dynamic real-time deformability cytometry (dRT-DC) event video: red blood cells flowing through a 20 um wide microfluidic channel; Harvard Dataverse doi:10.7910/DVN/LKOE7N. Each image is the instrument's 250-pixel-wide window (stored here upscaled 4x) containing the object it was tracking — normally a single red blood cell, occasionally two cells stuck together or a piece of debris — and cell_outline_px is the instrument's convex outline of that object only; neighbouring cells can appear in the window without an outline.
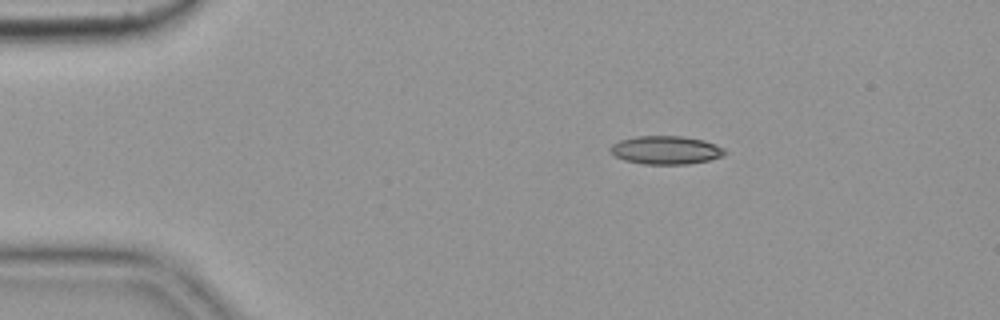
{"species": "common noctule bat (a hibernating species)", "species_latin": "Nyctalus noctula", "temperature_condition": "cold", "stored_images_in_passage": 47, "camera_frame_rate_fps": 3000, "um_per_image_px": 0.085, "animal": {"sex": "female", "body_mass_g": 19.9}, "frame": {"image": 1, "passage_image": 1, "time_ms": 0.0, "image_size_px": [1000, 320], "cell_outline_px": [[728, 152], [724, 156], [708, 160], [688, 164], [644, 164], [624, 160], [608, 152], [608, 148], [612, 144], [620, 140], [636, 136], [684, 136], [704, 140], [716, 144], [724, 148]], "centroid_in_image_um": [56.6, 12.75], "position_along_channel_um": 28.4, "area_um2": 19.13}}
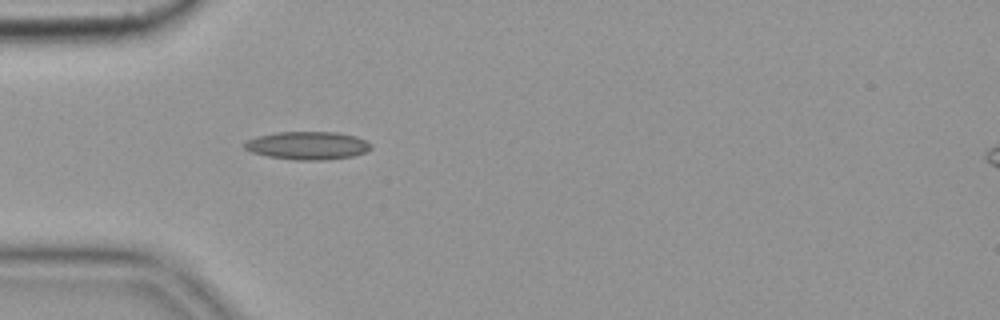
{"frame": {"image": 2, "passage_image": 8, "time_ms": 2.333, "image_size_px": [1000, 320], "cell_outline_px": [[372, 148], [364, 152], [352, 156], [324, 160], [296, 160], [268, 156], [252, 152], [244, 148], [244, 140], [256, 136], [276, 132], [336, 132], [356, 136], [372, 144]], "centroid_in_image_um": [26.12, 12.36], "position_along_channel_um": 58.9, "area_um2": 20.69}}
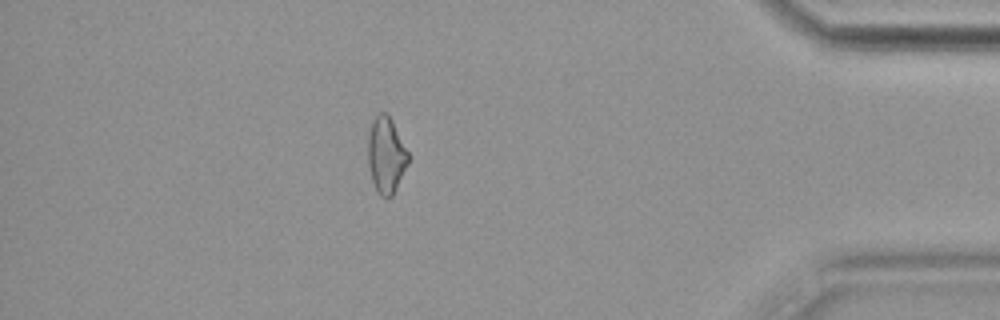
{"frame": {"image": 3, "passage_image": 40, "time_ms": 13.0, "image_size_px": [1000, 320], "cell_outline_px": [[408, 164], [392, 196], [388, 200], [380, 196], [372, 180], [368, 164], [368, 136], [372, 120], [380, 112], [388, 112], [408, 152]], "centroid_in_image_um": [32.81, 13.18], "position_along_channel_um": 402.4, "area_um2": 17.86}, "authors_computed_cell_mechanics": {"area_um2": 18.5538, "velocity_mm_per_s": 3.6308, "shape_relaxation_time_tau1_ms": 10.2357, "shape_relaxation_time_tau2_ms": null, "deformation_change_tau1": 0.1499, "deformation_change_tau2": null}}